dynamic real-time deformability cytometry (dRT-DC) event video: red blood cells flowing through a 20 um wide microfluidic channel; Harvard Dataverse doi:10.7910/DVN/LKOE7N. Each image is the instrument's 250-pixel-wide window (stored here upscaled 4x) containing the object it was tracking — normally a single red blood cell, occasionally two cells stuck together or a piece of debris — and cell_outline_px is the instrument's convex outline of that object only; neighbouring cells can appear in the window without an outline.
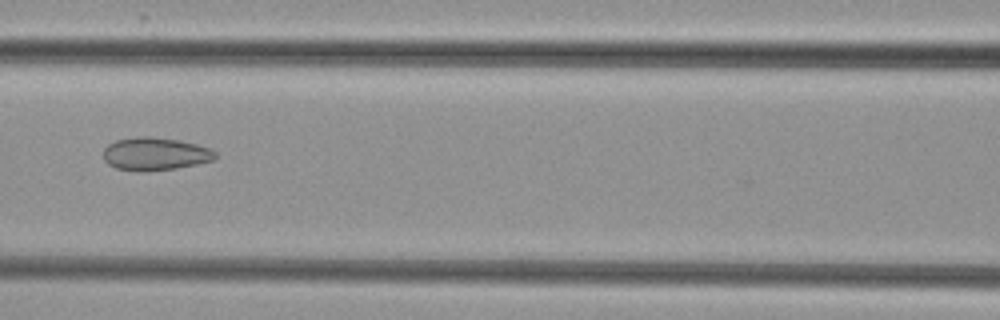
{"species": "common noctule bat (a hibernating species)", "species_latin": "Nyctalus noctula", "temperature_condition": "cold", "stored_images_in_passage": 8, "camera_frame_rate_fps": 3000, "um_per_image_px": 0.085, "animal": {"sex": "female", "body_mass_g": 29.2, "forearm_length_mm": 56.3}, "frame": {"image": 1, "passage_image": 8, "time_ms": 9.0, "image_size_px": [1000, 320], "cell_outline_px": [[216, 156], [212, 160], [196, 164], [176, 168], [136, 172], [116, 168], [108, 164], [104, 160], [104, 148], [108, 144], [116, 140], [136, 136], [148, 136], [180, 140], [212, 148], [216, 152]], "centroid_in_image_um": [13.17, 13.07], "position_along_channel_um": 153.4, "area_um2": 21.56}}